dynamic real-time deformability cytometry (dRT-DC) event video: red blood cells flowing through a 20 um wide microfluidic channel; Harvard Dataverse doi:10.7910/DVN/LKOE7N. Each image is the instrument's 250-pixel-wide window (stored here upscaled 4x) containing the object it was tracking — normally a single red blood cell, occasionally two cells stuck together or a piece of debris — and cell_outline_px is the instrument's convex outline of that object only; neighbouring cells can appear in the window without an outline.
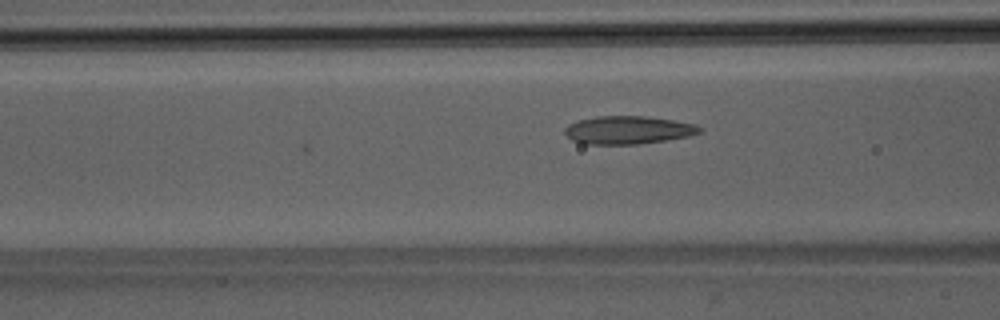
{"species": "Egyptian fruit bat (a non-hibernating species)", "species_latin": "Rousettus aegyptiacus", "temperature_condition": "room temperature", "stored_images_in_passage": 5, "camera_frame_rate_fps": 3000, "um_per_image_px": 0.085, "animal": {"sex": "male"}, "frame": {"image": 1, "passage_image": 5, "time_ms": 1.333, "image_size_px": [1000, 320], "cell_outline_px": [[704, 128], [700, 132], [688, 136], [664, 140], [636, 144], [584, 144], [572, 140], [564, 132], [564, 128], [568, 124], [580, 120], [596, 116], [644, 116], [672, 120], [696, 124]], "centroid_in_image_um": [53.37, 11.05], "position_along_channel_um": 113.2, "area_um2": 21.91}}